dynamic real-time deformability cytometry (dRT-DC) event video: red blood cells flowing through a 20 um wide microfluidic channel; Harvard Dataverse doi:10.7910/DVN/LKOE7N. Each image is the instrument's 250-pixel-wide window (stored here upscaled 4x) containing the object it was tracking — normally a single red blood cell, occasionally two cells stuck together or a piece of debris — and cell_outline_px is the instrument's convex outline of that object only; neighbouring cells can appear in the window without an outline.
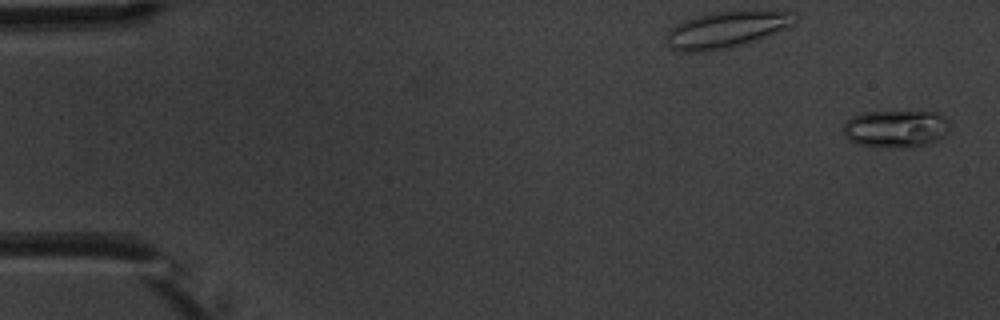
{"species": "common noctule bat (a hibernating species)", "species_latin": "Nyctalus noctula", "temperature_condition": "warm", "stored_images_in_passage": 5, "camera_frame_rate_fps": 3000, "um_per_image_px": 0.085, "animal": {"sex": "male", "body_mass_g": 20.1, "forearm_length_mm": 53.5}, "frame": {"image": 1, "passage_image": 5, "time_ms": 5.667, "image_size_px": [1000, 320], "cell_outline_px": [[948, 132], [944, 136], [936, 140], [912, 148], [892, 148], [860, 144], [848, 140], [844, 136], [844, 124], [852, 116], [864, 112], [936, 112], [944, 116], [948, 120]], "centroid_in_image_um": [76.14, 10.95], "position_along_channel_um": 8.9, "area_um2": 23.18}}